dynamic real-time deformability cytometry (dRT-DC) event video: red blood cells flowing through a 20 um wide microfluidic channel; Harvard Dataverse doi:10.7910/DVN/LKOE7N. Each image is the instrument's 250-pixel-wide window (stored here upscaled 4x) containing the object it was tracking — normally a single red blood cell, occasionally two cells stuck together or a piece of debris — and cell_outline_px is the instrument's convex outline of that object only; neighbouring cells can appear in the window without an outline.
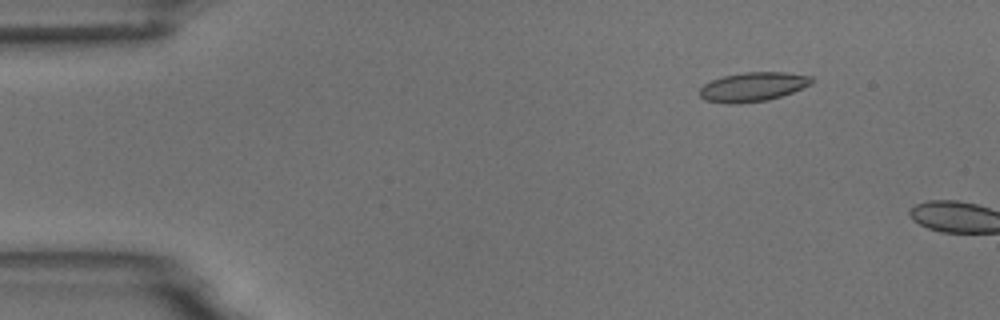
{"species": "common noctule bat (a hibernating species)", "species_latin": "Nyctalus noctula", "temperature_condition": "room temperature", "stored_images_in_passage": 3, "camera_frame_rate_fps": 3000, "um_per_image_px": 0.085, "animal": {"sex": "male", "body_mass_g": 18.8}, "frame": {"image": 1, "passage_image": 2, "time_ms": 1.0, "image_size_px": [1000, 320], "cell_outline_px": [[816, 80], [812, 84], [792, 92], [768, 100], [736, 104], [728, 104], [704, 100], [700, 96], [700, 88], [704, 84], [712, 80], [724, 76], [744, 72], [784, 72], [812, 76]], "centroid_in_image_um": [64.01, 7.38], "position_along_channel_um": 21.0, "area_um2": 19.13}}